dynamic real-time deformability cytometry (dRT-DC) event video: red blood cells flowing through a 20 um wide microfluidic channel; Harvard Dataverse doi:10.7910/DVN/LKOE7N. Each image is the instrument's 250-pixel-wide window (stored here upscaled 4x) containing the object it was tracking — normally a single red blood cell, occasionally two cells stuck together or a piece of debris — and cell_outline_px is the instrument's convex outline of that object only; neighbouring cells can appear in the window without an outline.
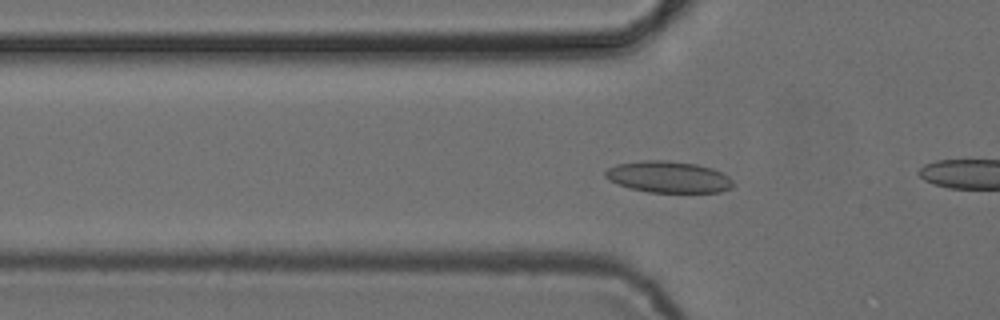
{"species": "common noctule bat (a hibernating species)", "species_latin": "Nyctalus noctula", "temperature_condition": "cold", "stored_images_in_passage": 48, "camera_frame_rate_fps": 3000, "um_per_image_px": 0.085, "animal": {"sex": "female", "body_mass_g": 24.6, "forearm_length_mm": 56.2}, "frame": {"image": 1, "passage_image": 11, "time_ms": 3.333, "image_size_px": [1000, 320], "cell_outline_px": [[732, 188], [720, 192], [648, 192], [632, 188], [608, 180], [604, 176], [604, 172], [608, 168], [616, 164], [644, 160], [668, 160], [696, 164], [712, 168], [728, 176], [732, 180]], "centroid_in_image_um": [56.81, 15.03], "position_along_channel_um": 69.0, "area_um2": 23.35}}
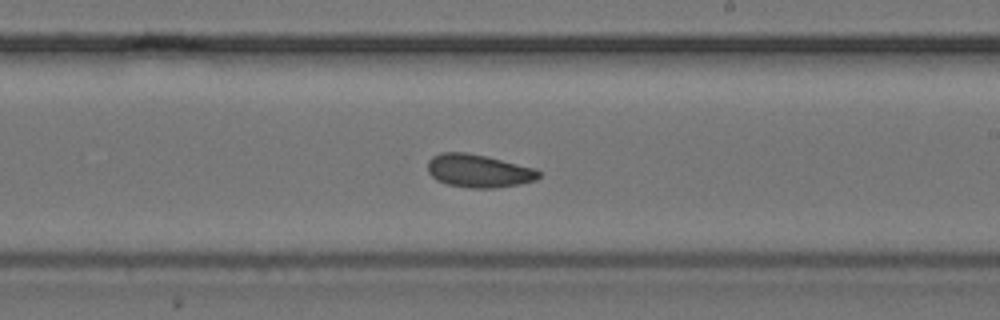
{"frame": {"image": 2, "passage_image": 25, "time_ms": 8.0, "image_size_px": [1000, 320], "cell_outline_px": [[540, 176], [536, 180], [520, 184], [496, 188], [468, 188], [448, 184], [436, 180], [428, 172], [428, 160], [432, 156], [440, 152], [464, 152], [488, 156], [536, 168], [540, 172]], "centroid_in_image_um": [40.69, 14.52], "position_along_channel_um": 248.3, "area_um2": 21.68}}
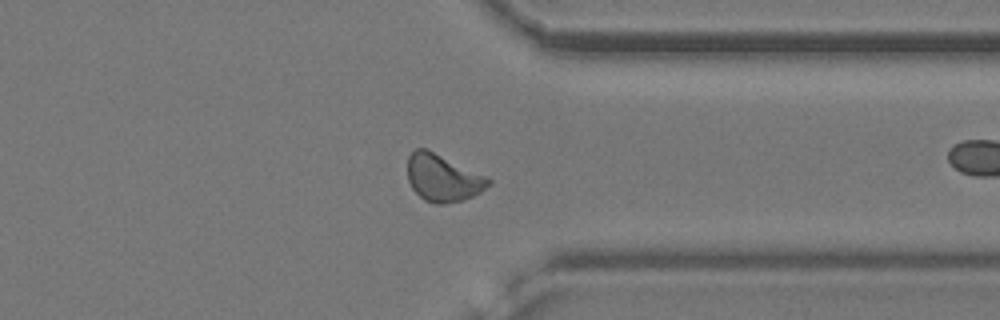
{"frame": {"image": 3, "passage_image": 35, "time_ms": 11.333, "image_size_px": [1000, 320], "cell_outline_px": [[492, 184], [480, 192], [472, 196], [460, 200], [444, 204], [436, 204], [424, 200], [412, 188], [408, 180], [408, 156], [416, 148], [428, 148], [488, 176], [492, 180]], "centroid_in_image_um": [37.67, 15.1], "position_along_channel_um": 373.7, "area_um2": 22.48}, "authors_computed_cell_mechanics": {"area_um2": 21.6461, "velocity_mm_per_s": 3.8448, "shape_relaxation_time_tau1_ms": null, "shape_relaxation_time_tau2_ms": 4.5383, "deformation_change_tau1": null, "deformation_change_tau2": 0.0862}}